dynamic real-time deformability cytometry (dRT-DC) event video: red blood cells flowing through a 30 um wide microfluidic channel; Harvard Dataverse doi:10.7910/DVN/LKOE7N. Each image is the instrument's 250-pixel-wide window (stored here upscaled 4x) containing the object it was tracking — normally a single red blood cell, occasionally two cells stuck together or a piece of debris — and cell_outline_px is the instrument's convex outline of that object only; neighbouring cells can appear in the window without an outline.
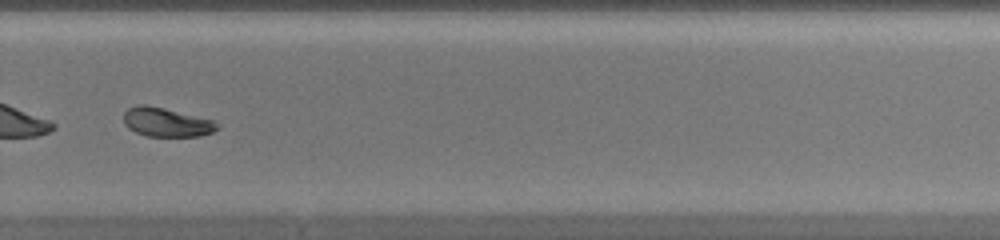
{"species": "common noctule bat (a hibernating species)", "species_latin": "Nyctalus noctula", "temperature_condition": "warm", "stored_images_in_passage": 46, "camera_frame_rate_fps": 3000, "um_per_image_px": 0.085, "animal": {"sex": "female", "body_mass_g": 20.0, "forearm_length_mm": 54.0}, "frame": {"image": 1, "passage_image": 33, "time_ms": 10.667, "image_size_px": [1000, 240], "cell_outline_px": [[220, 128], [212, 132], [200, 136], [144, 136], [128, 128], [124, 124], [124, 112], [128, 108], [136, 104], [144, 104], [164, 108], [212, 120], [220, 124]], "centroid_in_image_um": [14.13, 10.39], "position_along_channel_um": 315.7, "area_um2": 15.84}}